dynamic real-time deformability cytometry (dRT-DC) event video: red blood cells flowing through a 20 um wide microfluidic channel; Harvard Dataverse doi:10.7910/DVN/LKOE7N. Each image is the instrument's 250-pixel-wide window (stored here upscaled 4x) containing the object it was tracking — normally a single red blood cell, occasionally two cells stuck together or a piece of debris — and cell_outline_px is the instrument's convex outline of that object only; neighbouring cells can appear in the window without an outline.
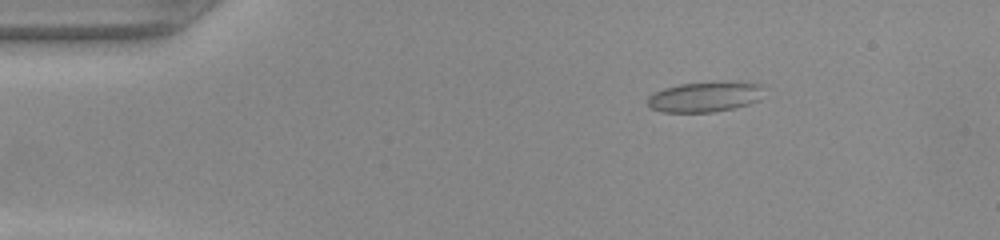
{"species": "common noctule bat (a hibernating species)", "species_latin": "Nyctalus noctula", "temperature_condition": "warm", "stored_images_in_passage": 50, "camera_frame_rate_fps": 3000, "um_per_image_px": 0.085, "animal": {"sex": "female", "body_mass_g": 22.0, "forearm_length_mm": 56.7}, "frame": {"image": 1, "passage_image": 8, "time_ms": 2.333, "image_size_px": [1000, 240], "cell_outline_px": [[760, 100], [748, 104], [732, 108], [712, 112], [664, 112], [652, 108], [648, 104], [648, 96], [664, 88], [680, 84], [760, 84]], "centroid_in_image_um": [59.82, 8.28], "position_along_channel_um": 25.2, "area_um2": 19.31}}
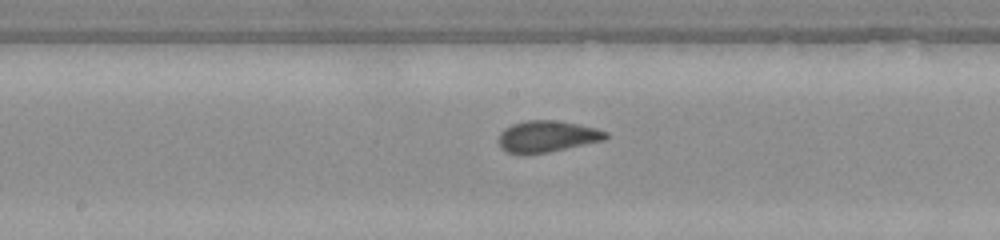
{"frame": {"image": 2, "passage_image": 26, "time_ms": 8.333, "image_size_px": [1000, 240], "cell_outline_px": [[608, 136], [604, 140], [548, 152], [524, 156], [520, 156], [508, 152], [500, 148], [496, 140], [500, 132], [504, 128], [512, 124], [524, 120], [552, 120], [576, 124], [596, 128], [608, 132]], "centroid_in_image_um": [46.41, 11.62], "position_along_channel_um": 201.8, "area_um2": 20.0}}
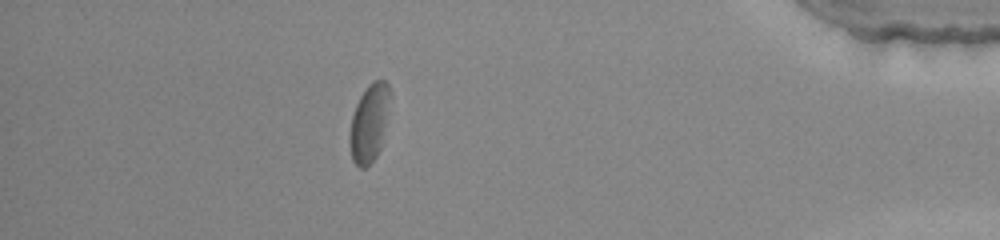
{"frame": {"image": 3, "passage_image": 44, "time_ms": 14.333, "image_size_px": [1000, 240], "cell_outline_px": [[388, 92], [384, 124], [380, 148], [376, 156], [364, 168], [360, 168], [352, 160], [348, 140], [352, 116], [356, 104], [360, 96], [368, 84], [376, 80], [384, 80], [388, 84]], "centroid_in_image_um": [31.31, 10.48], "position_along_channel_um": 403.9, "area_um2": 17.46}}